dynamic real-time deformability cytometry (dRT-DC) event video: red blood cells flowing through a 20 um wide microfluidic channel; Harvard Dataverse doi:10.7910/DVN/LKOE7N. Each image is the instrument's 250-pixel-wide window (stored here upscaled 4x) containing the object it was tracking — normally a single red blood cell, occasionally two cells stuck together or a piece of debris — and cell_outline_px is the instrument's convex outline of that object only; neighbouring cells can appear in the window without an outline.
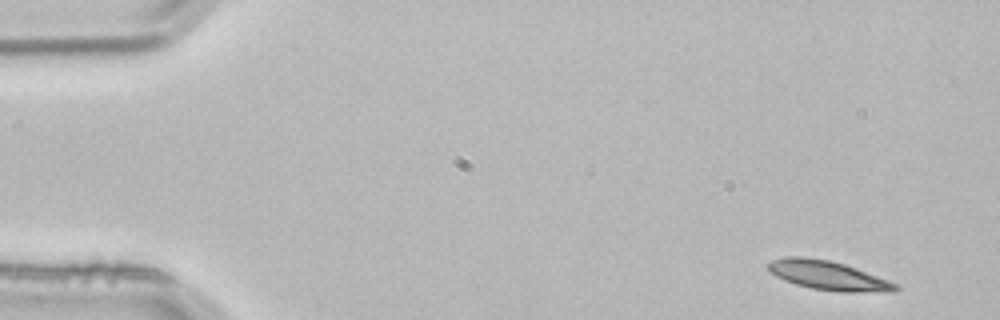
{"species": "common noctule bat (a hibernating species)", "species_latin": "Nyctalus noctula", "temperature_condition": "room temperature", "stored_images_in_passage": 3, "camera_frame_rate_fps": 3000, "um_per_image_px": 0.085, "animal": {"sex": "male", "body_mass_g": 21.5, "forearm_length_mm": 52.0}, "frame": {"image": 1, "passage_image": 1, "time_ms": 0.0, "image_size_px": [1000, 320], "cell_outline_px": [[900, 288], [896, 292], [840, 292], [812, 288], [796, 284], [784, 280], [768, 272], [768, 264], [772, 260], [784, 256], [804, 256], [828, 260], [844, 264], [856, 268], [900, 284]], "centroid_in_image_um": [70.43, 23.42], "position_along_channel_um": 14.6, "area_um2": 21.85}}
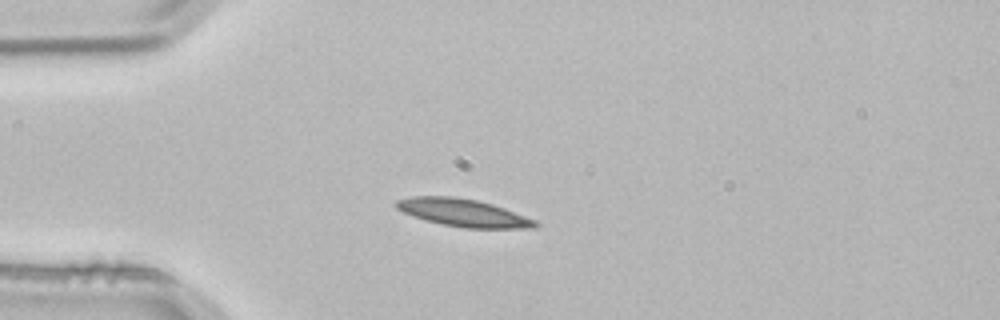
{"frame": {"image": 2, "passage_image": 3, "time_ms": 0.667, "image_size_px": [1000, 320], "cell_outline_px": [[540, 224], [536, 228], [464, 228], [424, 220], [412, 216], [396, 208], [396, 200], [412, 196], [452, 196], [476, 200], [492, 204], [504, 208], [536, 220]], "centroid_in_image_um": [39.38, 18.08], "position_along_channel_um": 45.6, "area_um2": 22.31}}